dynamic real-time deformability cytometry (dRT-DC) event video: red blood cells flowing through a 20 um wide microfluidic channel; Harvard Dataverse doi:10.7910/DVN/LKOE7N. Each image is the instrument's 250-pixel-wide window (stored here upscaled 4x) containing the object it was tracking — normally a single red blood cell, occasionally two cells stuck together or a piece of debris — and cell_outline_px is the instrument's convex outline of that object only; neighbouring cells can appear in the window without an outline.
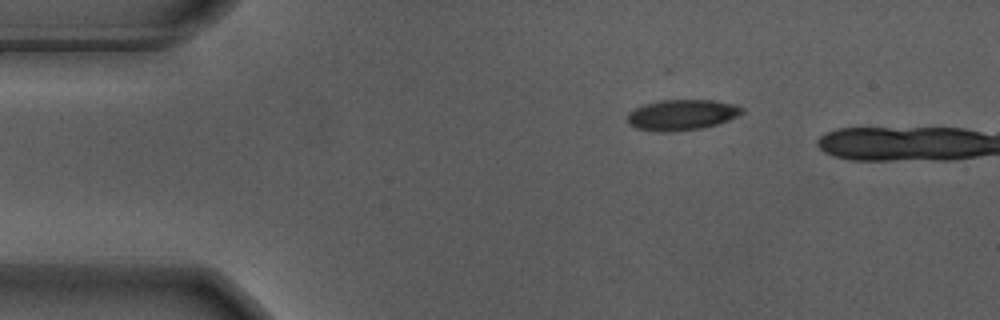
{"species": "Egyptian fruit bat (a non-hibernating species)", "species_latin": "Rousettus aegyptiacus", "temperature_condition": "warm", "stored_images_in_passage": 40, "camera_frame_rate_fps": 3000, "um_per_image_px": 0.085, "animal": {"sex": "male"}, "frame": {"image": 1, "passage_image": 1, "time_ms": 0.0, "image_size_px": [1000, 320], "cell_outline_px": [[744, 112], [728, 120], [716, 124], [700, 128], [672, 132], [660, 132], [636, 128], [628, 124], [628, 112], [644, 104], [660, 100], [712, 100], [736, 104], [744, 108]], "centroid_in_image_um": [57.95, 9.76], "position_along_channel_um": 27.1, "area_um2": 20.46}}
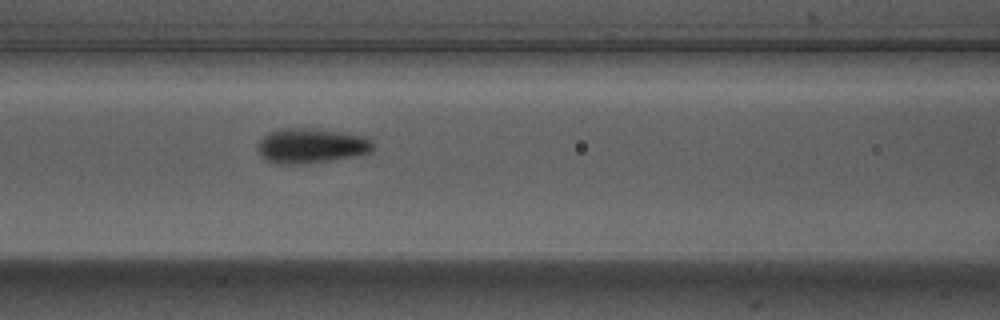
{"frame": {"image": 2, "passage_image": 15, "time_ms": 4.667, "image_size_px": [1000, 320], "cell_outline_px": [[376, 148], [368, 152], [348, 156], [324, 160], [292, 164], [288, 164], [268, 160], [260, 152], [260, 140], [268, 132], [276, 128], [312, 128], [368, 136], [372, 140]], "centroid_in_image_um": [26.49, 12.33], "position_along_channel_um": 140.1, "area_um2": 22.72}}
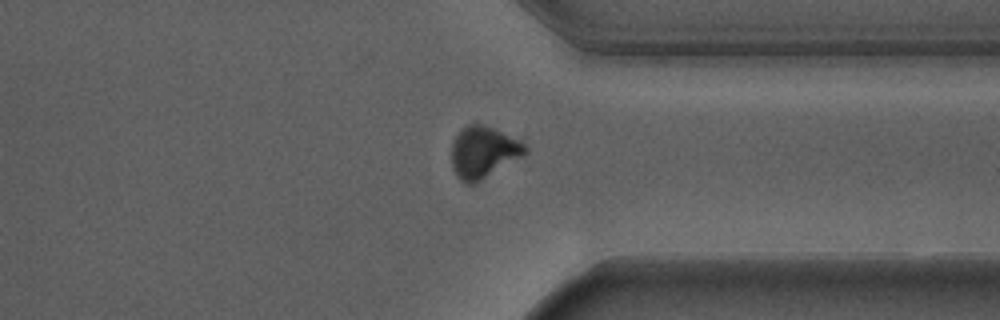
{"frame": {"image": 3, "passage_image": 34, "time_ms": 11.0, "image_size_px": [1000, 320], "cell_outline_px": [[528, 152], [476, 184], [464, 184], [456, 176], [452, 168], [452, 140], [468, 124], [480, 124], [524, 136], [528, 148]], "centroid_in_image_um": [41.17, 12.91], "position_along_channel_um": 370.2, "area_um2": 23.0}, "authors_computed_cell_mechanics": {"area_um2": 22.6576, "velocity_mm_per_s": 3.6797, "shape_relaxation_time_tau1_ms": 2.8554, "shape_relaxation_time_tau2_ms": null, "deformation_change_tau1": 0.1346, "deformation_change_tau2": null}}